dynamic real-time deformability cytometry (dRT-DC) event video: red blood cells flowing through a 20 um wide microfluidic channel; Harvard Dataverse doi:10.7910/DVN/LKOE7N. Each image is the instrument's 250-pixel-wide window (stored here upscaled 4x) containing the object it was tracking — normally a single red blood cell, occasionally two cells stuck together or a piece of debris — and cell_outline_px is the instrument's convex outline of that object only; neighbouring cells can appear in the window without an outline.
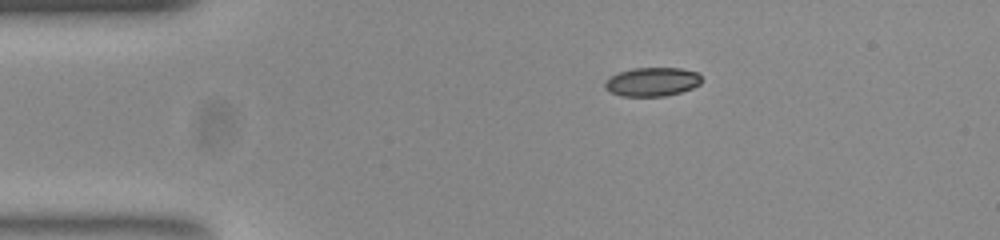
{"species": "common noctule bat (a hibernating species)", "species_latin": "Nyctalus noctula", "temperature_condition": "room temperature", "stored_images_in_passage": 44, "camera_frame_rate_fps": 3000, "um_per_image_px": 0.085, "animal": {"sex": "female", "body_mass_g": 23.0, "forearm_length_mm": 53.4}, "frame": {"image": 1, "passage_image": 1, "time_ms": 0.0, "image_size_px": [1000, 240], "cell_outline_px": [[700, 84], [692, 88], [680, 92], [664, 96], [620, 96], [604, 88], [604, 84], [612, 76], [620, 72], [632, 68], [680, 68], [696, 72], [700, 76]], "centroid_in_image_um": [55.43, 6.96], "position_along_channel_um": 29.6, "area_um2": 16.01}}
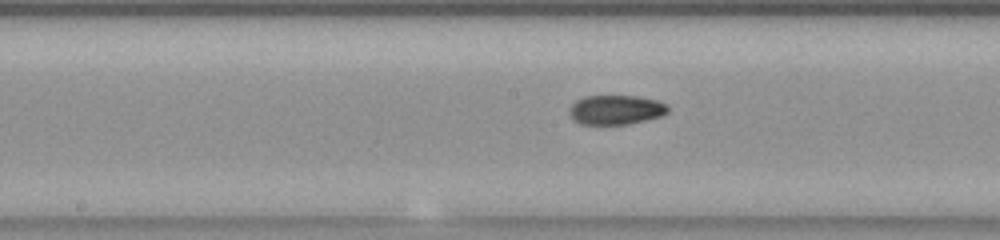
{"frame": {"image": 2, "passage_image": 18, "time_ms": 5.667, "image_size_px": [1000, 240], "cell_outline_px": [[668, 112], [660, 116], [628, 124], [580, 124], [572, 120], [568, 112], [568, 108], [576, 100], [584, 96], [636, 96], [656, 100], [668, 104]], "centroid_in_image_um": [52.3, 9.33], "position_along_channel_um": 195.9, "area_um2": 16.99}}
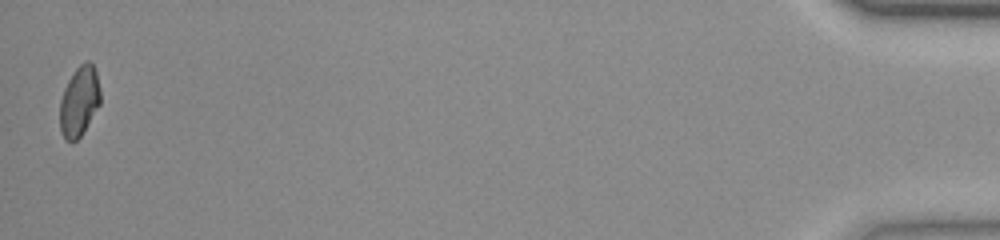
{"frame": {"image": 3, "passage_image": 44, "time_ms": 14.333, "image_size_px": [1000, 240], "cell_outline_px": [[100, 104], [80, 136], [72, 144], [64, 140], [60, 132], [60, 100], [64, 88], [68, 80], [76, 68], [84, 60], [88, 60], [92, 64], [96, 72], [100, 88]], "centroid_in_image_um": [6.72, 8.62], "position_along_channel_um": 428.5, "area_um2": 16.65}, "authors_computed_cell_mechanics": {"area_um2": 16.9932, "velocity_mm_per_s": 3.8239, "shape_relaxation_time_tau1_ms": null, "shape_relaxation_time_tau2_ms": 2.3618, "deformation_change_tau1": null, "deformation_change_tau2": 0.0567}}